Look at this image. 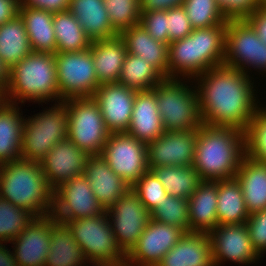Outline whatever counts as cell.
Returning a JSON list of instances; mask_svg holds the SVG:
<instances>
[{
	"label": "cell",
	"mask_w": 266,
	"mask_h": 266,
	"mask_svg": "<svg viewBox=\"0 0 266 266\" xmlns=\"http://www.w3.org/2000/svg\"><path fill=\"white\" fill-rule=\"evenodd\" d=\"M250 77L225 65L197 76L194 81L198 82L195 85L203 124L234 127L245 132L260 106L253 77Z\"/></svg>",
	"instance_id": "6da1fadb"
},
{
	"label": "cell",
	"mask_w": 266,
	"mask_h": 266,
	"mask_svg": "<svg viewBox=\"0 0 266 266\" xmlns=\"http://www.w3.org/2000/svg\"><path fill=\"white\" fill-rule=\"evenodd\" d=\"M245 154L244 131L203 124L197 130L192 166L202 180H229L235 178Z\"/></svg>",
	"instance_id": "7a4b0ae2"
},
{
	"label": "cell",
	"mask_w": 266,
	"mask_h": 266,
	"mask_svg": "<svg viewBox=\"0 0 266 266\" xmlns=\"http://www.w3.org/2000/svg\"><path fill=\"white\" fill-rule=\"evenodd\" d=\"M227 24L193 29L185 38L171 42L167 78L195 79L207 70L222 66ZM180 74V75H179Z\"/></svg>",
	"instance_id": "3957f363"
},
{
	"label": "cell",
	"mask_w": 266,
	"mask_h": 266,
	"mask_svg": "<svg viewBox=\"0 0 266 266\" xmlns=\"http://www.w3.org/2000/svg\"><path fill=\"white\" fill-rule=\"evenodd\" d=\"M0 197L36 217L48 216L53 211L54 190L40 162L18 159L0 165Z\"/></svg>",
	"instance_id": "277c9868"
},
{
	"label": "cell",
	"mask_w": 266,
	"mask_h": 266,
	"mask_svg": "<svg viewBox=\"0 0 266 266\" xmlns=\"http://www.w3.org/2000/svg\"><path fill=\"white\" fill-rule=\"evenodd\" d=\"M6 102L27 101L38 104L61 102L57 85L55 54L32 51L10 68V80L5 91ZM19 101V102H16ZM47 101V102H45ZM40 102V103H39Z\"/></svg>",
	"instance_id": "5b68a950"
},
{
	"label": "cell",
	"mask_w": 266,
	"mask_h": 266,
	"mask_svg": "<svg viewBox=\"0 0 266 266\" xmlns=\"http://www.w3.org/2000/svg\"><path fill=\"white\" fill-rule=\"evenodd\" d=\"M186 80L164 78L156 85L157 107L165 131H188L203 125L197 87L188 86L191 79Z\"/></svg>",
	"instance_id": "8992f818"
},
{
	"label": "cell",
	"mask_w": 266,
	"mask_h": 266,
	"mask_svg": "<svg viewBox=\"0 0 266 266\" xmlns=\"http://www.w3.org/2000/svg\"><path fill=\"white\" fill-rule=\"evenodd\" d=\"M24 121L20 159L40 162L60 141L68 138V110L64 101Z\"/></svg>",
	"instance_id": "52a82bcc"
},
{
	"label": "cell",
	"mask_w": 266,
	"mask_h": 266,
	"mask_svg": "<svg viewBox=\"0 0 266 266\" xmlns=\"http://www.w3.org/2000/svg\"><path fill=\"white\" fill-rule=\"evenodd\" d=\"M68 110V138L89 156L100 155L110 131L93 97L64 100Z\"/></svg>",
	"instance_id": "ba28073f"
},
{
	"label": "cell",
	"mask_w": 266,
	"mask_h": 266,
	"mask_svg": "<svg viewBox=\"0 0 266 266\" xmlns=\"http://www.w3.org/2000/svg\"><path fill=\"white\" fill-rule=\"evenodd\" d=\"M66 225L88 262L126 264V254L117 244L106 211L94 217L67 221Z\"/></svg>",
	"instance_id": "9c48e42d"
},
{
	"label": "cell",
	"mask_w": 266,
	"mask_h": 266,
	"mask_svg": "<svg viewBox=\"0 0 266 266\" xmlns=\"http://www.w3.org/2000/svg\"><path fill=\"white\" fill-rule=\"evenodd\" d=\"M223 65L247 75L251 68L266 74V43L245 19L227 22Z\"/></svg>",
	"instance_id": "30bf717a"
},
{
	"label": "cell",
	"mask_w": 266,
	"mask_h": 266,
	"mask_svg": "<svg viewBox=\"0 0 266 266\" xmlns=\"http://www.w3.org/2000/svg\"><path fill=\"white\" fill-rule=\"evenodd\" d=\"M57 85L61 101L93 97L98 81L91 49L55 54Z\"/></svg>",
	"instance_id": "8fae6325"
},
{
	"label": "cell",
	"mask_w": 266,
	"mask_h": 266,
	"mask_svg": "<svg viewBox=\"0 0 266 266\" xmlns=\"http://www.w3.org/2000/svg\"><path fill=\"white\" fill-rule=\"evenodd\" d=\"M100 155L130 187L149 170L147 144L126 132L111 133Z\"/></svg>",
	"instance_id": "7c38bea8"
},
{
	"label": "cell",
	"mask_w": 266,
	"mask_h": 266,
	"mask_svg": "<svg viewBox=\"0 0 266 266\" xmlns=\"http://www.w3.org/2000/svg\"><path fill=\"white\" fill-rule=\"evenodd\" d=\"M118 246L127 255L151 219L150 212L132 189L106 210Z\"/></svg>",
	"instance_id": "4fadbf2b"
},
{
	"label": "cell",
	"mask_w": 266,
	"mask_h": 266,
	"mask_svg": "<svg viewBox=\"0 0 266 266\" xmlns=\"http://www.w3.org/2000/svg\"><path fill=\"white\" fill-rule=\"evenodd\" d=\"M105 209L100 205L84 174L73 177L54 190L51 215L56 221H67L101 215Z\"/></svg>",
	"instance_id": "5bb4252c"
},
{
	"label": "cell",
	"mask_w": 266,
	"mask_h": 266,
	"mask_svg": "<svg viewBox=\"0 0 266 266\" xmlns=\"http://www.w3.org/2000/svg\"><path fill=\"white\" fill-rule=\"evenodd\" d=\"M207 235L214 266L226 261L251 265L261 258L252 245L246 223L218 225Z\"/></svg>",
	"instance_id": "9a60e30c"
},
{
	"label": "cell",
	"mask_w": 266,
	"mask_h": 266,
	"mask_svg": "<svg viewBox=\"0 0 266 266\" xmlns=\"http://www.w3.org/2000/svg\"><path fill=\"white\" fill-rule=\"evenodd\" d=\"M184 233L176 226L150 219L136 245L126 255L125 265L156 266Z\"/></svg>",
	"instance_id": "2e32d148"
},
{
	"label": "cell",
	"mask_w": 266,
	"mask_h": 266,
	"mask_svg": "<svg viewBox=\"0 0 266 266\" xmlns=\"http://www.w3.org/2000/svg\"><path fill=\"white\" fill-rule=\"evenodd\" d=\"M197 130L164 131L147 143L148 169L161 166H192L197 142Z\"/></svg>",
	"instance_id": "e0dca14e"
},
{
	"label": "cell",
	"mask_w": 266,
	"mask_h": 266,
	"mask_svg": "<svg viewBox=\"0 0 266 266\" xmlns=\"http://www.w3.org/2000/svg\"><path fill=\"white\" fill-rule=\"evenodd\" d=\"M136 90L121 83H104L93 98L100 106L103 120L110 133L126 132L132 118Z\"/></svg>",
	"instance_id": "ac0fdd59"
},
{
	"label": "cell",
	"mask_w": 266,
	"mask_h": 266,
	"mask_svg": "<svg viewBox=\"0 0 266 266\" xmlns=\"http://www.w3.org/2000/svg\"><path fill=\"white\" fill-rule=\"evenodd\" d=\"M89 155L65 138L40 161L49 186L55 190L73 177L84 174Z\"/></svg>",
	"instance_id": "d6986e66"
},
{
	"label": "cell",
	"mask_w": 266,
	"mask_h": 266,
	"mask_svg": "<svg viewBox=\"0 0 266 266\" xmlns=\"http://www.w3.org/2000/svg\"><path fill=\"white\" fill-rule=\"evenodd\" d=\"M51 214L36 217L14 240L13 253L18 266H45L50 251Z\"/></svg>",
	"instance_id": "ffe728a7"
},
{
	"label": "cell",
	"mask_w": 266,
	"mask_h": 266,
	"mask_svg": "<svg viewBox=\"0 0 266 266\" xmlns=\"http://www.w3.org/2000/svg\"><path fill=\"white\" fill-rule=\"evenodd\" d=\"M84 175L96 199L105 211L131 188L130 185L111 170L101 155L88 157Z\"/></svg>",
	"instance_id": "44dd1931"
},
{
	"label": "cell",
	"mask_w": 266,
	"mask_h": 266,
	"mask_svg": "<svg viewBox=\"0 0 266 266\" xmlns=\"http://www.w3.org/2000/svg\"><path fill=\"white\" fill-rule=\"evenodd\" d=\"M164 131L157 107L156 86L148 91H137L131 122L126 133L147 144L156 140Z\"/></svg>",
	"instance_id": "7402d4cb"
},
{
	"label": "cell",
	"mask_w": 266,
	"mask_h": 266,
	"mask_svg": "<svg viewBox=\"0 0 266 266\" xmlns=\"http://www.w3.org/2000/svg\"><path fill=\"white\" fill-rule=\"evenodd\" d=\"M156 266H214L207 233H184Z\"/></svg>",
	"instance_id": "603a6c76"
},
{
	"label": "cell",
	"mask_w": 266,
	"mask_h": 266,
	"mask_svg": "<svg viewBox=\"0 0 266 266\" xmlns=\"http://www.w3.org/2000/svg\"><path fill=\"white\" fill-rule=\"evenodd\" d=\"M218 181L202 180L188 200L189 232H206L218 226Z\"/></svg>",
	"instance_id": "cb8c5ba5"
},
{
	"label": "cell",
	"mask_w": 266,
	"mask_h": 266,
	"mask_svg": "<svg viewBox=\"0 0 266 266\" xmlns=\"http://www.w3.org/2000/svg\"><path fill=\"white\" fill-rule=\"evenodd\" d=\"M90 49L98 81L101 84L118 82L127 54L125 41L120 34L93 40Z\"/></svg>",
	"instance_id": "d4e9b609"
},
{
	"label": "cell",
	"mask_w": 266,
	"mask_h": 266,
	"mask_svg": "<svg viewBox=\"0 0 266 266\" xmlns=\"http://www.w3.org/2000/svg\"><path fill=\"white\" fill-rule=\"evenodd\" d=\"M120 36L125 41L127 53L141 57L167 78L168 44L153 39L140 24L123 30Z\"/></svg>",
	"instance_id": "484cf974"
},
{
	"label": "cell",
	"mask_w": 266,
	"mask_h": 266,
	"mask_svg": "<svg viewBox=\"0 0 266 266\" xmlns=\"http://www.w3.org/2000/svg\"><path fill=\"white\" fill-rule=\"evenodd\" d=\"M235 178L240 183L249 214L266 209V162L245 154Z\"/></svg>",
	"instance_id": "4316f807"
},
{
	"label": "cell",
	"mask_w": 266,
	"mask_h": 266,
	"mask_svg": "<svg viewBox=\"0 0 266 266\" xmlns=\"http://www.w3.org/2000/svg\"><path fill=\"white\" fill-rule=\"evenodd\" d=\"M68 11L92 41L119 35L111 25L104 0H70Z\"/></svg>",
	"instance_id": "83f0119b"
},
{
	"label": "cell",
	"mask_w": 266,
	"mask_h": 266,
	"mask_svg": "<svg viewBox=\"0 0 266 266\" xmlns=\"http://www.w3.org/2000/svg\"><path fill=\"white\" fill-rule=\"evenodd\" d=\"M88 261L66 223L51 215L50 251L45 266H84Z\"/></svg>",
	"instance_id": "f1b7e54d"
},
{
	"label": "cell",
	"mask_w": 266,
	"mask_h": 266,
	"mask_svg": "<svg viewBox=\"0 0 266 266\" xmlns=\"http://www.w3.org/2000/svg\"><path fill=\"white\" fill-rule=\"evenodd\" d=\"M17 104L0 107V165L20 159L25 116Z\"/></svg>",
	"instance_id": "f546056e"
},
{
	"label": "cell",
	"mask_w": 266,
	"mask_h": 266,
	"mask_svg": "<svg viewBox=\"0 0 266 266\" xmlns=\"http://www.w3.org/2000/svg\"><path fill=\"white\" fill-rule=\"evenodd\" d=\"M32 51L56 54V37L53 26L54 13L30 7H20Z\"/></svg>",
	"instance_id": "4dcf8cb0"
},
{
	"label": "cell",
	"mask_w": 266,
	"mask_h": 266,
	"mask_svg": "<svg viewBox=\"0 0 266 266\" xmlns=\"http://www.w3.org/2000/svg\"><path fill=\"white\" fill-rule=\"evenodd\" d=\"M247 210L240 183L236 178L218 181V225L246 223Z\"/></svg>",
	"instance_id": "1f68e13d"
},
{
	"label": "cell",
	"mask_w": 266,
	"mask_h": 266,
	"mask_svg": "<svg viewBox=\"0 0 266 266\" xmlns=\"http://www.w3.org/2000/svg\"><path fill=\"white\" fill-rule=\"evenodd\" d=\"M31 52L25 24L20 15L0 26V57L10 68Z\"/></svg>",
	"instance_id": "d6a6232c"
},
{
	"label": "cell",
	"mask_w": 266,
	"mask_h": 266,
	"mask_svg": "<svg viewBox=\"0 0 266 266\" xmlns=\"http://www.w3.org/2000/svg\"><path fill=\"white\" fill-rule=\"evenodd\" d=\"M53 26L56 53L79 52L90 48L92 40L69 11L54 13Z\"/></svg>",
	"instance_id": "836d02e7"
},
{
	"label": "cell",
	"mask_w": 266,
	"mask_h": 266,
	"mask_svg": "<svg viewBox=\"0 0 266 266\" xmlns=\"http://www.w3.org/2000/svg\"><path fill=\"white\" fill-rule=\"evenodd\" d=\"M168 195L188 199L202 181L193 166H161L150 169Z\"/></svg>",
	"instance_id": "e575fe53"
},
{
	"label": "cell",
	"mask_w": 266,
	"mask_h": 266,
	"mask_svg": "<svg viewBox=\"0 0 266 266\" xmlns=\"http://www.w3.org/2000/svg\"><path fill=\"white\" fill-rule=\"evenodd\" d=\"M164 77L141 57L127 53L118 83L136 91H148Z\"/></svg>",
	"instance_id": "d590c367"
},
{
	"label": "cell",
	"mask_w": 266,
	"mask_h": 266,
	"mask_svg": "<svg viewBox=\"0 0 266 266\" xmlns=\"http://www.w3.org/2000/svg\"><path fill=\"white\" fill-rule=\"evenodd\" d=\"M36 216L0 197V243L14 240Z\"/></svg>",
	"instance_id": "8d00e7d4"
},
{
	"label": "cell",
	"mask_w": 266,
	"mask_h": 266,
	"mask_svg": "<svg viewBox=\"0 0 266 266\" xmlns=\"http://www.w3.org/2000/svg\"><path fill=\"white\" fill-rule=\"evenodd\" d=\"M183 8L193 29L227 24L217 0H185Z\"/></svg>",
	"instance_id": "74e56055"
},
{
	"label": "cell",
	"mask_w": 266,
	"mask_h": 266,
	"mask_svg": "<svg viewBox=\"0 0 266 266\" xmlns=\"http://www.w3.org/2000/svg\"><path fill=\"white\" fill-rule=\"evenodd\" d=\"M151 219L189 232L188 200L168 195L151 213Z\"/></svg>",
	"instance_id": "f35d334b"
},
{
	"label": "cell",
	"mask_w": 266,
	"mask_h": 266,
	"mask_svg": "<svg viewBox=\"0 0 266 266\" xmlns=\"http://www.w3.org/2000/svg\"><path fill=\"white\" fill-rule=\"evenodd\" d=\"M246 155L266 162V107L261 104L245 131Z\"/></svg>",
	"instance_id": "ab89813d"
},
{
	"label": "cell",
	"mask_w": 266,
	"mask_h": 266,
	"mask_svg": "<svg viewBox=\"0 0 266 266\" xmlns=\"http://www.w3.org/2000/svg\"><path fill=\"white\" fill-rule=\"evenodd\" d=\"M112 27L120 34L140 22V0H104Z\"/></svg>",
	"instance_id": "60d3db41"
},
{
	"label": "cell",
	"mask_w": 266,
	"mask_h": 266,
	"mask_svg": "<svg viewBox=\"0 0 266 266\" xmlns=\"http://www.w3.org/2000/svg\"><path fill=\"white\" fill-rule=\"evenodd\" d=\"M131 188L150 213L168 196L165 187L151 170L145 172Z\"/></svg>",
	"instance_id": "b9f144b4"
},
{
	"label": "cell",
	"mask_w": 266,
	"mask_h": 266,
	"mask_svg": "<svg viewBox=\"0 0 266 266\" xmlns=\"http://www.w3.org/2000/svg\"><path fill=\"white\" fill-rule=\"evenodd\" d=\"M139 24L153 39L168 45L170 44L167 10L141 12Z\"/></svg>",
	"instance_id": "7bdbcfd3"
},
{
	"label": "cell",
	"mask_w": 266,
	"mask_h": 266,
	"mask_svg": "<svg viewBox=\"0 0 266 266\" xmlns=\"http://www.w3.org/2000/svg\"><path fill=\"white\" fill-rule=\"evenodd\" d=\"M250 240L256 252L262 257L266 252V209L250 214L246 221Z\"/></svg>",
	"instance_id": "ee69618b"
},
{
	"label": "cell",
	"mask_w": 266,
	"mask_h": 266,
	"mask_svg": "<svg viewBox=\"0 0 266 266\" xmlns=\"http://www.w3.org/2000/svg\"><path fill=\"white\" fill-rule=\"evenodd\" d=\"M167 24L170 43L187 37L193 31L183 6L167 10Z\"/></svg>",
	"instance_id": "f6af8a7d"
},
{
	"label": "cell",
	"mask_w": 266,
	"mask_h": 266,
	"mask_svg": "<svg viewBox=\"0 0 266 266\" xmlns=\"http://www.w3.org/2000/svg\"><path fill=\"white\" fill-rule=\"evenodd\" d=\"M227 20H242L259 8L256 0H217Z\"/></svg>",
	"instance_id": "bcb514c9"
},
{
	"label": "cell",
	"mask_w": 266,
	"mask_h": 266,
	"mask_svg": "<svg viewBox=\"0 0 266 266\" xmlns=\"http://www.w3.org/2000/svg\"><path fill=\"white\" fill-rule=\"evenodd\" d=\"M70 0H20V7H30L58 13L68 11Z\"/></svg>",
	"instance_id": "7dc6e473"
},
{
	"label": "cell",
	"mask_w": 266,
	"mask_h": 266,
	"mask_svg": "<svg viewBox=\"0 0 266 266\" xmlns=\"http://www.w3.org/2000/svg\"><path fill=\"white\" fill-rule=\"evenodd\" d=\"M266 43V7H259L245 19Z\"/></svg>",
	"instance_id": "c3c4849f"
},
{
	"label": "cell",
	"mask_w": 266,
	"mask_h": 266,
	"mask_svg": "<svg viewBox=\"0 0 266 266\" xmlns=\"http://www.w3.org/2000/svg\"><path fill=\"white\" fill-rule=\"evenodd\" d=\"M185 0H140V11L168 10L182 6Z\"/></svg>",
	"instance_id": "681fc988"
},
{
	"label": "cell",
	"mask_w": 266,
	"mask_h": 266,
	"mask_svg": "<svg viewBox=\"0 0 266 266\" xmlns=\"http://www.w3.org/2000/svg\"><path fill=\"white\" fill-rule=\"evenodd\" d=\"M20 0H0V26L19 15Z\"/></svg>",
	"instance_id": "f907efd6"
},
{
	"label": "cell",
	"mask_w": 266,
	"mask_h": 266,
	"mask_svg": "<svg viewBox=\"0 0 266 266\" xmlns=\"http://www.w3.org/2000/svg\"><path fill=\"white\" fill-rule=\"evenodd\" d=\"M0 266H18L13 251H10L3 243H0Z\"/></svg>",
	"instance_id": "816d5d0a"
},
{
	"label": "cell",
	"mask_w": 266,
	"mask_h": 266,
	"mask_svg": "<svg viewBox=\"0 0 266 266\" xmlns=\"http://www.w3.org/2000/svg\"><path fill=\"white\" fill-rule=\"evenodd\" d=\"M10 80V67L0 57V88L6 91Z\"/></svg>",
	"instance_id": "f5cc1de1"
},
{
	"label": "cell",
	"mask_w": 266,
	"mask_h": 266,
	"mask_svg": "<svg viewBox=\"0 0 266 266\" xmlns=\"http://www.w3.org/2000/svg\"><path fill=\"white\" fill-rule=\"evenodd\" d=\"M87 264H91L93 266H126L125 264H117L112 262H88ZM89 266V265H84Z\"/></svg>",
	"instance_id": "db71d44e"
},
{
	"label": "cell",
	"mask_w": 266,
	"mask_h": 266,
	"mask_svg": "<svg viewBox=\"0 0 266 266\" xmlns=\"http://www.w3.org/2000/svg\"><path fill=\"white\" fill-rule=\"evenodd\" d=\"M259 7H266V0H256Z\"/></svg>",
	"instance_id": "11a10c76"
}]
</instances>
